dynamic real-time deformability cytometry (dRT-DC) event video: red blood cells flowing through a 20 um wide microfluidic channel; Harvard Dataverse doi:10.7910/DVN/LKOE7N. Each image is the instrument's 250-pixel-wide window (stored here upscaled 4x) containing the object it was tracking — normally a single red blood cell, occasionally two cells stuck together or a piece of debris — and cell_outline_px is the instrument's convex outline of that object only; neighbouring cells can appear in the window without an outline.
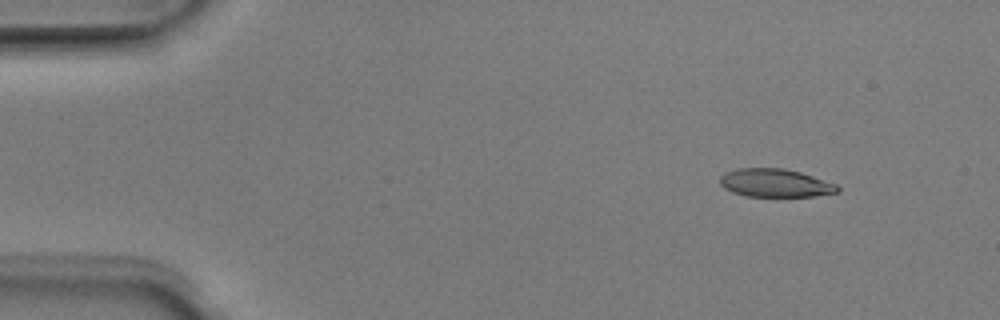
{"species": "Egyptian fruit bat (a non-hibernating species)", "species_latin": "Rousettus aegyptiacus", "temperature_condition": "room temperature", "stored_images_in_passage": 6, "camera_frame_rate_fps": 3000, "um_per_image_px": 0.085, "animal": {"sex": "male"}, "frame": {"image": 1, "passage_image": 2, "time_ms": 0.333, "image_size_px": [1000, 320], "cell_outline_px": [[840, 192], [812, 196], [748, 196], [732, 192], [724, 188], [720, 184], [720, 176], [724, 172], [736, 168], [784, 168], [800, 172], [836, 184], [840, 188]], "centroid_in_image_um": [65.87, 15.54], "position_along_channel_um": 19.1, "area_um2": 19.31}}
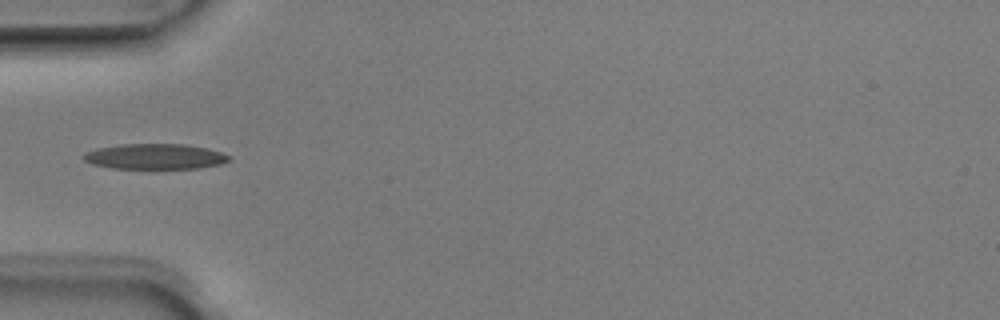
{"frame": {"image": 2, "passage_image": 5, "time_ms": 1.333, "image_size_px": [1000, 320], "cell_outline_px": [[232, 160], [220, 164], [200, 168], [112, 168], [92, 164], [84, 160], [84, 152], [96, 148], [120, 144], [188, 144], [208, 148], [232, 156]], "centroid_in_image_um": [13.21, 13.29], "position_along_channel_um": 71.8, "area_um2": 21.68}}
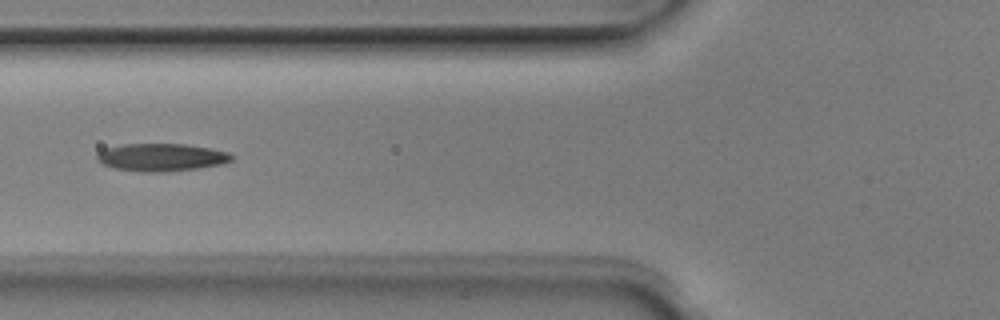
{"frame": {"image": 3, "passage_image": 6, "time_ms": 1.667, "image_size_px": [1000, 320], "cell_outline_px": [[236, 156], [232, 160], [224, 164], [196, 168], [164, 172], [144, 172], [112, 168], [96, 160], [96, 156], [104, 148], [124, 144], [184, 144], [208, 148], [228, 152]], "centroid_in_image_um": [13.72, 13.37], "position_along_channel_um": 112.1, "area_um2": 21.73}}